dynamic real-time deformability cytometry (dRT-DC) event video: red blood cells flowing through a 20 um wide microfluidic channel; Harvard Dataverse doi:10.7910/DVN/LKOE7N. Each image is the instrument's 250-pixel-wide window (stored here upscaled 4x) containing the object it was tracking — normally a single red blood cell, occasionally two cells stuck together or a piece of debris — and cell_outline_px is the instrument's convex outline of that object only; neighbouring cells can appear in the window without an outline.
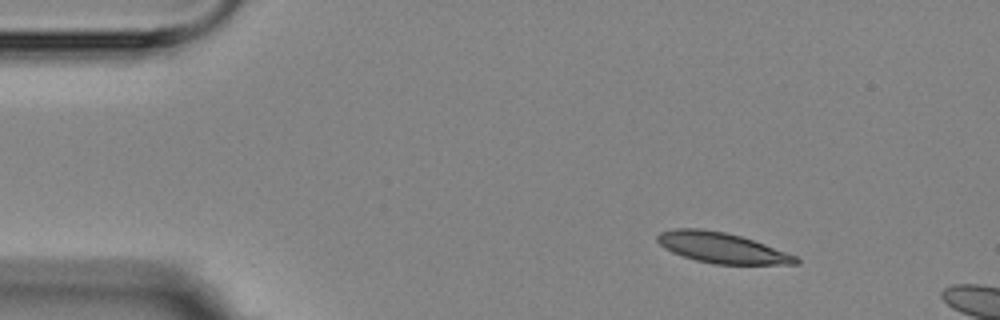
{"species": "Egyptian fruit bat (a non-hibernating species)", "species_latin": "Rousettus aegyptiacus", "temperature_condition": "room temperature", "stored_images_in_passage": 5, "camera_frame_rate_fps": 3000, "um_per_image_px": 0.085, "animal": {"sex": "female"}, "frame": {"image": 1, "passage_image": 3, "time_ms": 2.333, "image_size_px": [1000, 320], "cell_outline_px": [[800, 264], [716, 264], [696, 260], [672, 252], [664, 248], [656, 240], [656, 236], [660, 232], [672, 228], [700, 228], [724, 232], [740, 236], [764, 244], [796, 256], [800, 260]], "centroid_in_image_um": [61.31, 21.05], "position_along_channel_um": 23.7, "area_um2": 24.39}}